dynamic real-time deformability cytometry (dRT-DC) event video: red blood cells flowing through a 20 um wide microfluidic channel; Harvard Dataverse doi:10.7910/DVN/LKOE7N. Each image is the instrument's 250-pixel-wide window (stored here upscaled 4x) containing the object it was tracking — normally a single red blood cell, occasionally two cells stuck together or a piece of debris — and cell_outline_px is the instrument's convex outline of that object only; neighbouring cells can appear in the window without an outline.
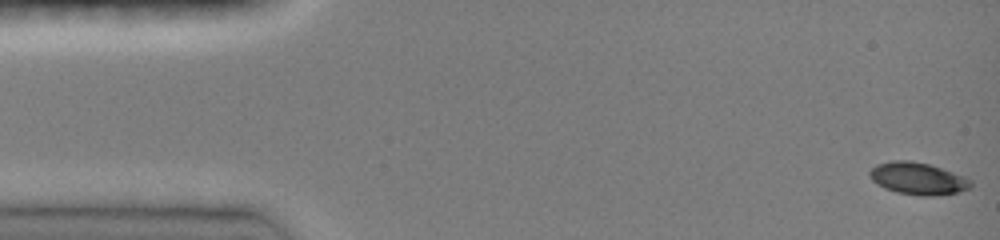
{"species": "common noctule bat (a hibernating species)", "species_latin": "Nyctalus noctula", "temperature_condition": "room temperature", "stored_images_in_passage": 47, "camera_frame_rate_fps": 3000, "um_per_image_px": 0.085, "animal": {"sex": "female", "body_mass_g": 19.0, "forearm_length_mm": 51.5}, "frame": {"image": 1, "passage_image": 1, "time_ms": 0.0, "image_size_px": [1000, 240], "cell_outline_px": [[972, 188], [960, 192], [932, 196], [920, 196], [896, 192], [884, 188], [872, 180], [868, 176], [868, 172], [876, 164], [892, 160], [908, 160], [928, 164], [964, 176], [972, 180]], "centroid_in_image_um": [78.02, 15.18], "position_along_channel_um": 7.0, "area_um2": 19.07}}
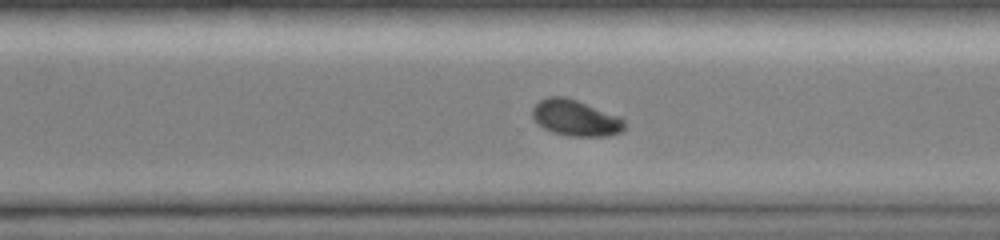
{"frame": {"image": 2, "passage_image": 33, "time_ms": 10.667, "image_size_px": [1000, 240], "cell_outline_px": [[624, 132], [608, 136], [568, 136], [552, 132], [544, 128], [532, 116], [532, 108], [540, 100], [548, 96], [564, 96], [576, 100], [620, 116], [624, 120]], "centroid_in_image_um": [48.94, 10.03], "position_along_channel_um": 321.7, "area_um2": 19.36}}
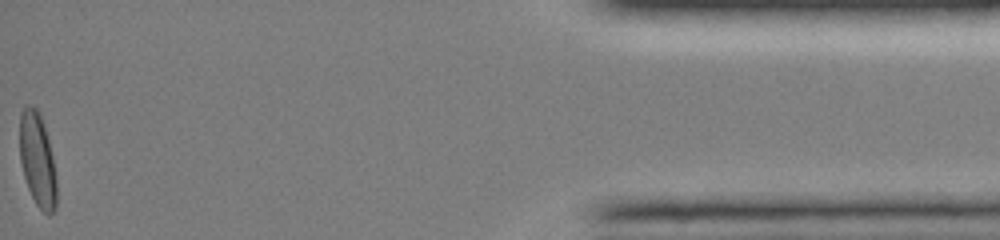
{"frame": {"image": 3, "passage_image": 47, "time_ms": 15.333, "image_size_px": [1000, 240], "cell_outline_px": [[56, 208], [48, 216], [36, 204], [28, 188], [24, 176], [20, 160], [20, 112], [24, 104], [32, 104], [36, 108], [44, 124], [52, 156], [56, 180]], "centroid_in_image_um": [3.17, 13.56], "position_along_channel_um": 432.0, "area_um2": 20.06}, "authors_computed_cell_mechanics": {"area_um2": 19.363, "velocity_mm_per_s": 4.1121, "shape_relaxation_time_tau1_ms": 3.3881, "shape_relaxation_time_tau2_ms": null, "deformation_change_tau1": 0.1451, "deformation_change_tau2": null}}